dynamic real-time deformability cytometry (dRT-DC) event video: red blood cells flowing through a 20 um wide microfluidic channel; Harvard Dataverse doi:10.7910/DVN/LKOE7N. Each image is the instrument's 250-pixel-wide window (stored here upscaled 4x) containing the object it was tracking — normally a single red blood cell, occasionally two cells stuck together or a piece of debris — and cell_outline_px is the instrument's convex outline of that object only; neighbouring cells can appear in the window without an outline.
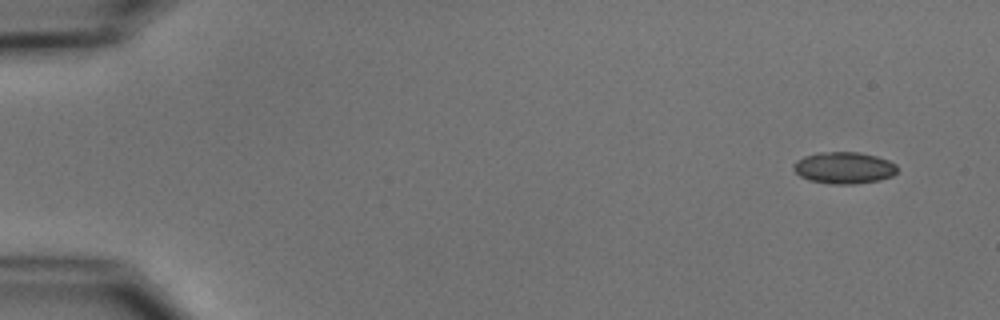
{"species": "common noctule bat (a hibernating species)", "species_latin": "Nyctalus noctula", "temperature_condition": "cold", "stored_images_in_passage": 6, "camera_frame_rate_fps": 3000, "um_per_image_px": 0.085, "animal": {"sex": "male", "body_mass_g": 15.6}, "frame": {"image": 1, "passage_image": 1, "time_ms": 0.0, "image_size_px": [1000, 320], "cell_outline_px": [[900, 168], [892, 176], [880, 180], [856, 184], [832, 184], [808, 180], [800, 176], [792, 168], [792, 164], [796, 160], [804, 156], [820, 152], [860, 152], [876, 156], [888, 160], [896, 164]], "centroid_in_image_um": [71.74, 14.26], "position_along_channel_um": 13.3, "area_um2": 19.42}}
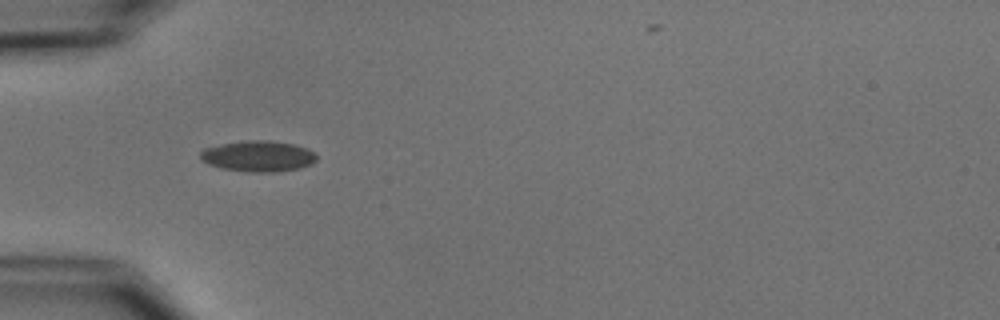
{"frame": {"image": 2, "passage_image": 5, "time_ms": 4.667, "image_size_px": [1000, 320], "cell_outline_px": [[316, 160], [312, 164], [300, 168], [276, 172], [244, 172], [220, 168], [208, 164], [200, 160], [200, 152], [204, 148], [224, 144], [248, 140], [268, 140], [292, 144], [308, 148], [316, 152]], "centroid_in_image_um": [21.95, 13.29], "position_along_channel_um": 63.0, "area_um2": 21.1}}